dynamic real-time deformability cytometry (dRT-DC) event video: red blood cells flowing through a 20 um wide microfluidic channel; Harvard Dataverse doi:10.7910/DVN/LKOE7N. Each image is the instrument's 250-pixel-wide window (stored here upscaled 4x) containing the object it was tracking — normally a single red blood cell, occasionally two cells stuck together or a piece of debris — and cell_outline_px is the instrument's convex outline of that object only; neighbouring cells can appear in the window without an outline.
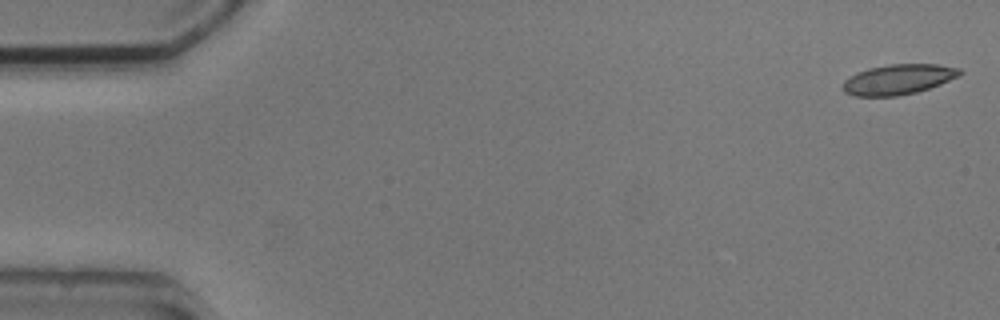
{"species": "common noctule bat (a hibernating species)", "species_latin": "Nyctalus noctula", "temperature_condition": "cold", "stored_images_in_passage": 2, "camera_frame_rate_fps": 3000, "um_per_image_px": 0.085, "animal": {"sex": "male", "body_mass_g": 20.5, "forearm_length_mm": 52.5}, "frame": {"image": 1, "passage_image": 1, "time_ms": 0.0, "image_size_px": [1000, 320], "cell_outline_px": [[964, 72], [960, 76], [940, 84], [916, 92], [896, 96], [856, 96], [844, 92], [840, 88], [844, 80], [856, 72], [868, 68], [888, 64], [936, 64], [960, 68]], "centroid_in_image_um": [76.34, 6.74], "position_along_channel_um": 8.7, "area_um2": 20.75}}